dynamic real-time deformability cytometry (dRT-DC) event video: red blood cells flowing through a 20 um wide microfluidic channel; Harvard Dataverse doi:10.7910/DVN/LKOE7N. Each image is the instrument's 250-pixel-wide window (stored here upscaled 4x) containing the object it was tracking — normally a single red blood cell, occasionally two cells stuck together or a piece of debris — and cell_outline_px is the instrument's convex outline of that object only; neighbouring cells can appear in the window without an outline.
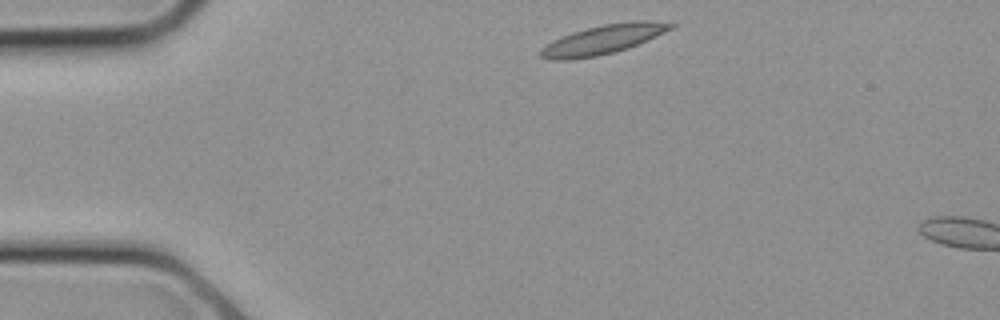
{"species": "common noctule bat (a hibernating species)", "species_latin": "Nyctalus noctula", "temperature_condition": "cold", "stored_images_in_passage": 2, "camera_frame_rate_fps": 3000, "um_per_image_px": 0.085, "animal": {"sex": "female", "body_mass_g": 21.9}, "frame": {"image": 1, "passage_image": 1, "time_ms": 0.0, "image_size_px": [1000, 320], "cell_outline_px": [[676, 24], [672, 28], [656, 36], [628, 48], [596, 56], [572, 60], [552, 60], [540, 56], [540, 48], [552, 40], [572, 32], [604, 24], [632, 20], [652, 20]], "centroid_in_image_um": [51.24, 3.35], "position_along_channel_um": 33.8, "area_um2": 22.08}}